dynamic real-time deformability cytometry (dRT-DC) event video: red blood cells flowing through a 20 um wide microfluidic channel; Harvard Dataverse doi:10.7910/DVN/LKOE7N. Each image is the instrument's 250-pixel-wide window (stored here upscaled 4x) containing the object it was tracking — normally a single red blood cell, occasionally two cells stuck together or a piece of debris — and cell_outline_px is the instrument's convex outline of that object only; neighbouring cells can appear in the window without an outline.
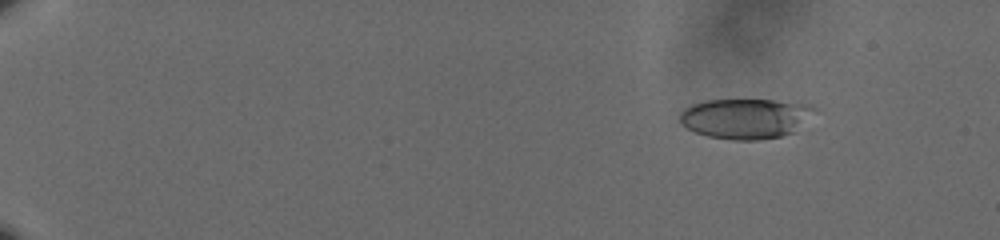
{"species": "human", "species_latin": "Homo sapiens", "temperature_condition": "cold", "stored_images_in_passage": 61, "camera_frame_rate_fps": 3000, "um_per_image_px": 0.085, "donor": {"sex": "male"}, "frame": {"image": 1, "passage_image": 9, "time_ms": 2.667, "image_size_px": [1000, 240], "cell_outline_px": [[820, 108], [796, 132], [780, 136], [760, 140], [732, 140], [708, 136], [696, 132], [680, 124], [680, 112], [684, 108], [692, 104], [704, 100], [772, 100], [812, 104]], "centroid_in_image_um": [63.43, 10.06], "position_along_channel_um": 21.6, "area_um2": 32.02}}
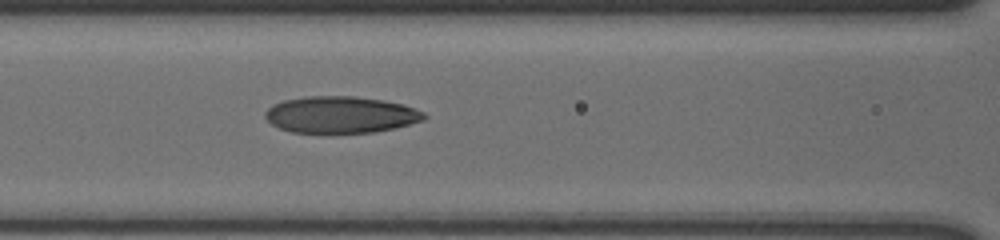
{"frame": {"image": 2, "passage_image": 31, "time_ms": 10.0, "image_size_px": [1000, 240], "cell_outline_px": [[428, 116], [424, 120], [392, 128], [372, 132], [292, 132], [280, 128], [272, 124], [264, 116], [264, 112], [272, 104], [284, 100], [304, 96], [356, 96], [384, 100], [404, 104], [424, 112]], "centroid_in_image_um": [28.95, 9.73], "position_along_channel_um": 137.7, "area_um2": 33.87}}
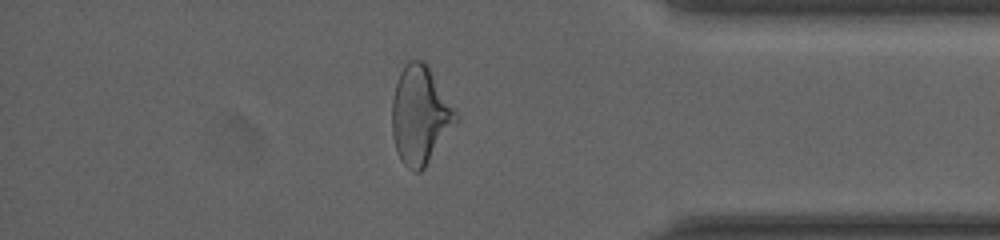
{"frame": {"image": 3, "passage_image": 54, "time_ms": 17.667, "image_size_px": [1000, 240], "cell_outline_px": [[460, 120], [424, 168], [420, 172], [416, 172], [408, 168], [400, 160], [392, 136], [392, 100], [396, 84], [400, 72], [408, 60], [424, 60], [428, 64], [456, 108], [460, 116]], "centroid_in_image_um": [35.75, 9.78], "position_along_channel_um": 399.4, "area_um2": 37.11}, "authors_computed_cell_mechanics": {"area_um2": 33.4662, "velocity_mm_per_s": 3.6226, "shape_relaxation_time_tau1_ms": 5.0399, "shape_relaxation_time_tau2_ms": 2.1112, "deformation_change_tau1": 0.1853, "deformation_change_tau2": 0.0965}}